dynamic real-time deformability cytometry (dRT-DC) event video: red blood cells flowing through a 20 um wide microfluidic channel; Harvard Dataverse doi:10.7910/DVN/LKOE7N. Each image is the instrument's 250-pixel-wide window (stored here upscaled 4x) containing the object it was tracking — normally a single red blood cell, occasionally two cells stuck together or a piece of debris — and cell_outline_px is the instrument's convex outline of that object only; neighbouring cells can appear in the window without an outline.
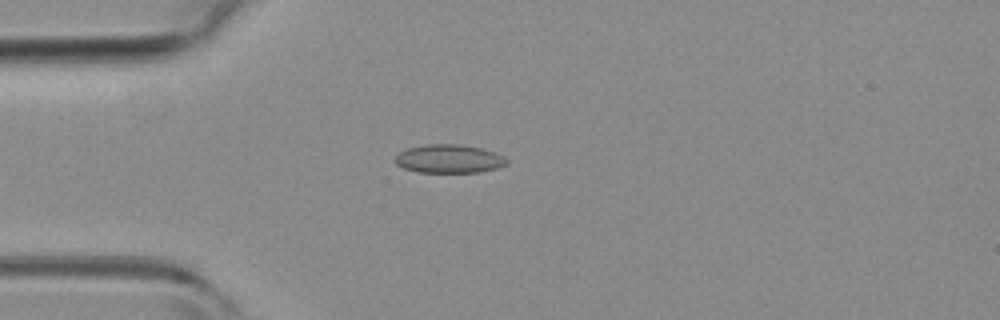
{"species": "common noctule bat (a hibernating species)", "species_latin": "Nyctalus noctula", "temperature_condition": "room temperature", "stored_images_in_passage": 4, "camera_frame_rate_fps": 3000, "um_per_image_px": 0.085, "animal": {"sex": "female", "body_mass_g": 19.3, "forearm_length_mm": 54.1}, "frame": {"image": 1, "passage_image": 3, "time_ms": 0.667, "image_size_px": [1000, 320], "cell_outline_px": [[508, 164], [496, 168], [480, 172], [416, 172], [404, 168], [396, 164], [392, 160], [400, 152], [408, 148], [428, 144], [460, 144], [480, 148], [496, 152], [504, 156], [508, 160]], "centroid_in_image_um": [38.17, 13.5], "position_along_channel_um": 46.8, "area_um2": 18.61}}